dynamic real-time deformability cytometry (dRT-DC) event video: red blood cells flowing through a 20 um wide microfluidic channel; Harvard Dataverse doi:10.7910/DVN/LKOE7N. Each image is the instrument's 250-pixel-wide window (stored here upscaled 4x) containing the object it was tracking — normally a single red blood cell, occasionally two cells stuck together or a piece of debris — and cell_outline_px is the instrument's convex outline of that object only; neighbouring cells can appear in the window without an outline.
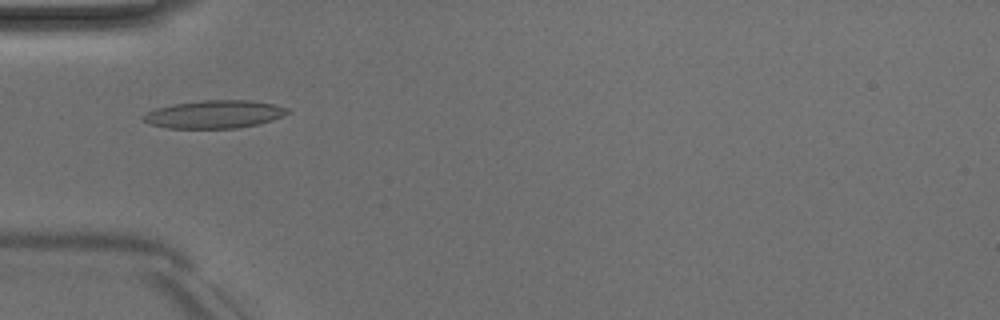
{"species": "Egyptian fruit bat (a non-hibernating species)", "species_latin": "Rousettus aegyptiacus", "temperature_condition": "room temperature", "stored_images_in_passage": 5, "camera_frame_rate_fps": 3000, "um_per_image_px": 0.085, "animal": {"sex": "male"}, "frame": {"image": 1, "passage_image": 5, "time_ms": 4.667, "image_size_px": [1000, 320], "cell_outline_px": [[292, 112], [272, 120], [256, 124], [236, 128], [168, 128], [148, 124], [140, 116], [156, 108], [176, 104], [204, 100], [248, 100], [272, 104], [288, 108]], "centroid_in_image_um": [18.22, 9.72], "position_along_channel_um": 66.8, "area_um2": 23.29}}